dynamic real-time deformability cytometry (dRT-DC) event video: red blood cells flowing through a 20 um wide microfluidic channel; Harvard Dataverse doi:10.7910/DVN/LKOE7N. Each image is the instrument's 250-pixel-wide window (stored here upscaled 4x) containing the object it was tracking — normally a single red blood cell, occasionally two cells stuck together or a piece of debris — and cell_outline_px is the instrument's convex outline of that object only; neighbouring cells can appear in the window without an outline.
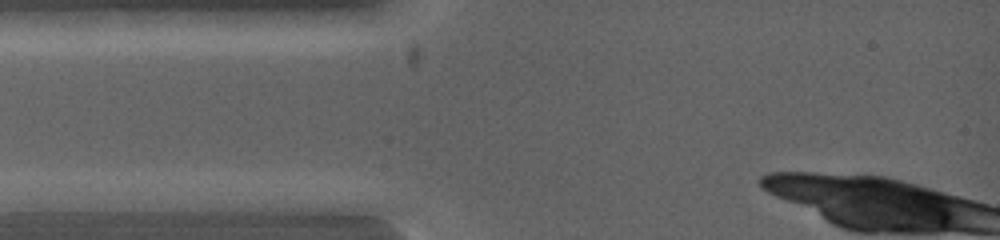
{"species": "common noctule bat (a hibernating species)", "species_latin": "Nyctalus noctula", "temperature_condition": "warm", "stored_images_in_passage": 5, "segment_of_instrument_passage": [1, 2], "camera_frame_rate_fps": 5000, "um_per_image_px": 0.085, "animal": {"sex": "female", "body_mass_g": 19.0, "forearm_length_mm": 53.3}, "frame": {"image": 1, "passage_image": 1, "time_ms": 0.0, "image_size_px": [1000, 240], "cell_outline_px": [[184, 200], [172, 208], [148, 212], [16, 212], [12, 200], [28, 192]], "centroid_in_image_um": [7.51, 17.3], "position_along_channel_um": 77.5, "area_um2": 18.67}}